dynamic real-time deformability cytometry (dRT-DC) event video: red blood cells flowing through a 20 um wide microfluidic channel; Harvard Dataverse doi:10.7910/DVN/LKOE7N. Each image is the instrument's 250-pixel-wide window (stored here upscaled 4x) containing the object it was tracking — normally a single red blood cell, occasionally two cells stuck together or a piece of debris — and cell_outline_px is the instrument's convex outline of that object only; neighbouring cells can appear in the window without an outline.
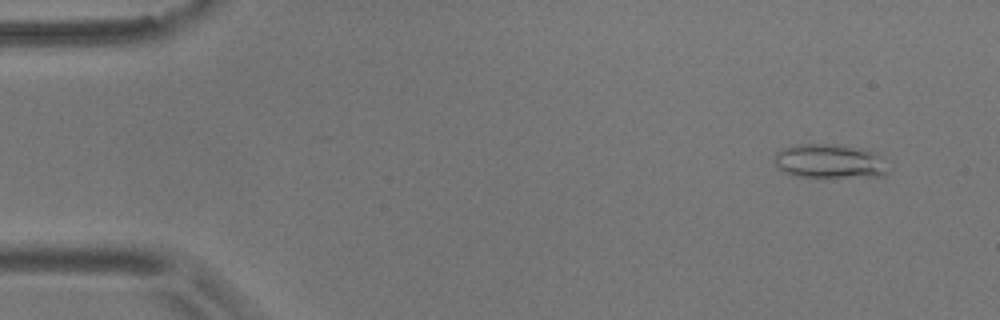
{"species": "common noctule bat (a hibernating species)", "species_latin": "Nyctalus noctula", "temperature_condition": "room temperature", "stored_images_in_passage": 54, "camera_frame_rate_fps": 3000, "um_per_image_px": 0.085, "animal": {"sex": "male", "body_mass_g": 17.9}, "frame": {"image": 1, "passage_image": 4, "time_ms": 1.0, "image_size_px": [1000, 320], "cell_outline_px": [[888, 172], [884, 176], [796, 176], [784, 172], [772, 160], [776, 152], [784, 148], [796, 144], [836, 144], [860, 148], [872, 152]], "centroid_in_image_um": [70.4, 13.69], "position_along_channel_um": 14.6, "area_um2": 21.91}}
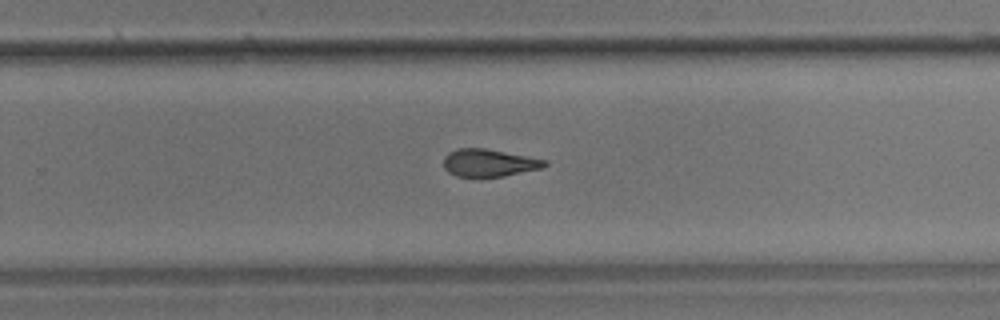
{"frame": {"image": 2, "passage_image": 35, "time_ms": 11.333, "image_size_px": [1000, 320], "cell_outline_px": [[548, 164], [540, 168], [504, 176], [456, 176], [448, 172], [444, 168], [444, 156], [448, 152], [456, 148], [484, 148], [528, 156], [548, 160]], "centroid_in_image_um": [41.54, 13.82], "position_along_channel_um": 288.3, "area_um2": 16.13}}
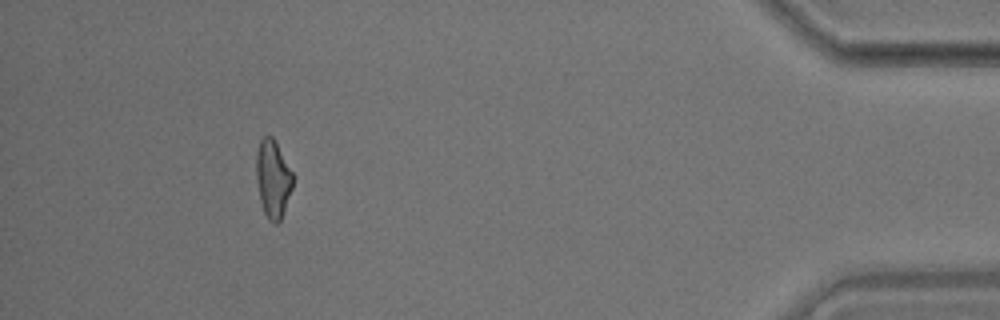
{"frame": {"image": 3, "passage_image": 50, "time_ms": 16.333, "image_size_px": [1000, 320], "cell_outline_px": [[292, 188], [280, 220], [276, 224], [272, 224], [268, 220], [264, 212], [260, 200], [256, 180], [256, 152], [260, 140], [264, 136], [272, 136], [276, 140], [292, 172]], "centroid_in_image_um": [23.18, 15.18], "position_along_channel_um": 412.0, "area_um2": 16.59}, "authors_computed_cell_mechanics": {"area_um2": 17.1955, "velocity_mm_per_s": 3.6577, "shape_relaxation_time_tau1_ms": null, "shape_relaxation_time_tau2_ms": 3.9809, "deformation_change_tau1": null, "deformation_change_tau2": 0.1309}}